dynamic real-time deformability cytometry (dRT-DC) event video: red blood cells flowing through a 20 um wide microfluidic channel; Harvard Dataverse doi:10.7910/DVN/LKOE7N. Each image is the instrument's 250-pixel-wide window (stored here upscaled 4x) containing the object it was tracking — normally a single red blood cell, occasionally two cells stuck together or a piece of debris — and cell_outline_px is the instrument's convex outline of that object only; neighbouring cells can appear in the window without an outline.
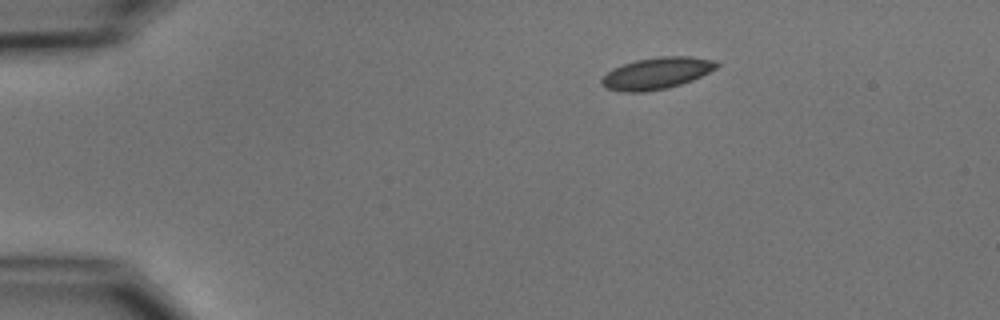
{"species": "common noctule bat (a hibernating species)", "species_latin": "Nyctalus noctula", "temperature_condition": "cold", "stored_images_in_passage": 3, "camera_frame_rate_fps": 3000, "um_per_image_px": 0.085, "animal": {"sex": "male", "body_mass_g": 15.6}, "frame": {"image": 1, "passage_image": 1, "time_ms": 0.0, "image_size_px": [1000, 320], "cell_outline_px": [[720, 64], [716, 68], [692, 80], [668, 88], [644, 92], [620, 92], [608, 88], [600, 84], [600, 80], [612, 68], [636, 60], [660, 56], [688, 56], [716, 60]], "centroid_in_image_um": [55.81, 6.23], "position_along_channel_um": 29.2, "area_um2": 21.21}}
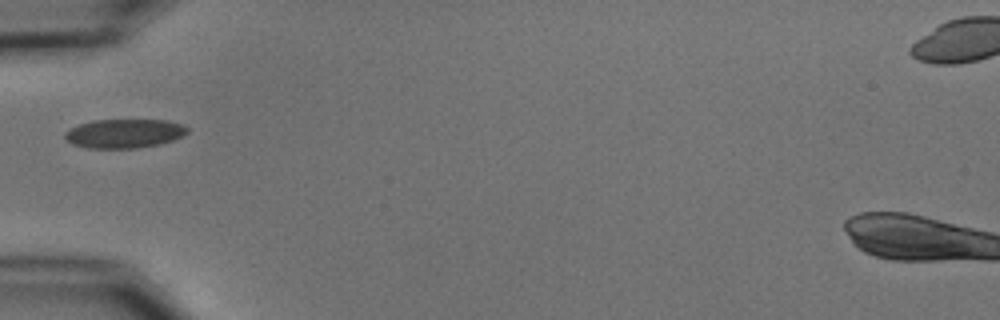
{"frame": {"image": 2, "passage_image": 3, "time_ms": 3.0, "image_size_px": [1000, 320], "cell_outline_px": [[188, 132], [184, 136], [160, 144], [136, 148], [88, 148], [72, 144], [64, 140], [64, 132], [80, 124], [92, 120], [168, 120], [184, 124], [188, 128]], "centroid_in_image_um": [10.58, 11.34], "position_along_channel_um": 74.4, "area_um2": 20.87}}